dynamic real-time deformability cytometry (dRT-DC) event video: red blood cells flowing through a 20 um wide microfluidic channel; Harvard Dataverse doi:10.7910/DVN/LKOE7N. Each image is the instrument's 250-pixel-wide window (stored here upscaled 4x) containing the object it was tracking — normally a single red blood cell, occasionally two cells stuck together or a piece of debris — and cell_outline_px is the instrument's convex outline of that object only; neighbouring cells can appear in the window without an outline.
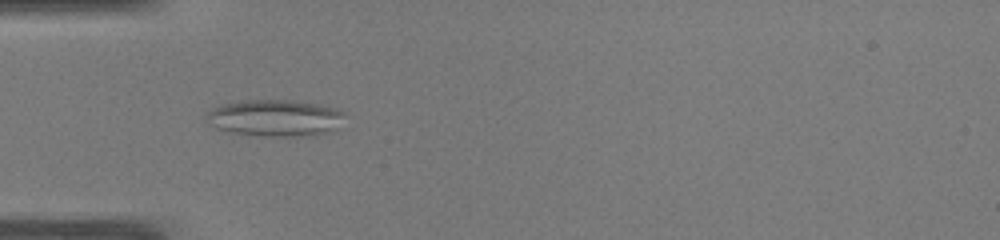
{"species": "common noctule bat (a hibernating species)", "species_latin": "Nyctalus noctula", "temperature_condition": "warm", "stored_images_in_passage": 48, "camera_frame_rate_fps": 3000, "um_per_image_px": 0.085, "animal": {"sex": "male", "body_mass_g": 19.0, "forearm_length_mm": 50.8}, "frame": {"image": 1, "passage_image": 14, "time_ms": 4.333, "image_size_px": [1000, 240], "cell_outline_px": [[344, 116], [336, 128], [328, 132], [312, 136], [264, 136], [232, 132], [216, 128], [204, 120], [204, 116], [212, 108], [220, 104], [244, 100], [292, 100], [316, 104], [336, 108], [344, 112]], "centroid_in_image_um": [23.34, 10.02], "position_along_channel_um": 61.7, "area_um2": 29.65}}
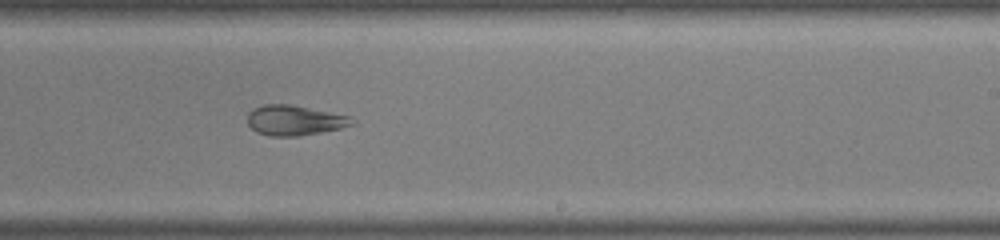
{"frame": {"image": 2, "passage_image": 29, "time_ms": 9.333, "image_size_px": [1000, 240], "cell_outline_px": [[356, 120], [352, 124], [340, 128], [300, 136], [268, 136], [256, 132], [248, 124], [248, 112], [252, 108], [264, 104], [292, 104], [352, 116]], "centroid_in_image_um": [25.03, 10.21], "position_along_channel_um": 264.0, "area_um2": 18.55}}
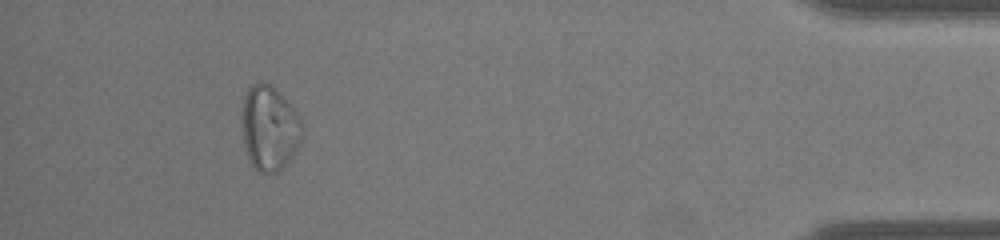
{"frame": {"image": 3, "passage_image": 44, "time_ms": 14.333, "image_size_px": [1000, 240], "cell_outline_px": [[304, 132], [300, 144], [296, 152], [280, 172], [264, 176], [252, 164], [248, 156], [244, 144], [240, 116], [244, 92], [256, 80], [272, 84], [276, 88], [300, 116], [304, 124]], "centroid_in_image_um": [22.91, 10.88], "position_along_channel_um": 412.3, "area_um2": 30.98}, "authors_computed_cell_mechanics": {"area_um2": 27.1371, "velocity_mm_per_s": 4.0941, "shape_relaxation_time_tau1_ms": null, "shape_relaxation_time_tau2_ms": 1.3438, "deformation_change_tau1": null, "deformation_change_tau2": 0.0761}}